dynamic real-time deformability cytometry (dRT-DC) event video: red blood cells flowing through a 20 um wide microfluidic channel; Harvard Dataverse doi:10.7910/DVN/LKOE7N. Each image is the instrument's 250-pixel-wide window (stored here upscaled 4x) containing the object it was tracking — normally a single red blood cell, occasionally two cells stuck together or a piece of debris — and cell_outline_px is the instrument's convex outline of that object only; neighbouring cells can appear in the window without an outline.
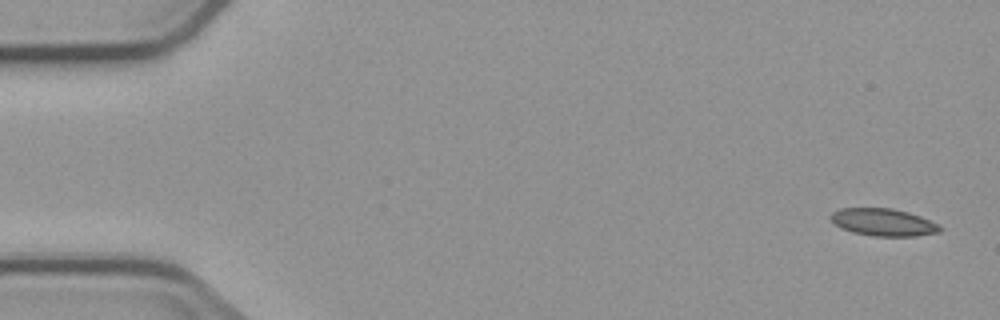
{"species": "common noctule bat (a hibernating species)", "species_latin": "Nyctalus noctula", "temperature_condition": "cold", "stored_images_in_passage": 6, "camera_frame_rate_fps": 3000, "um_per_image_px": 0.085, "animal": {"sex": "male", "body_mass_g": 23.1, "forearm_length_mm": 52.7}, "frame": {"image": 1, "passage_image": 1, "time_ms": 0.0, "image_size_px": [1000, 320], "cell_outline_px": [[944, 228], [940, 232], [916, 236], [872, 236], [852, 232], [840, 228], [832, 220], [832, 212], [840, 208], [892, 208], [908, 212], [920, 216]], "centroid_in_image_um": [75.09, 18.89], "position_along_channel_um": 9.9, "area_um2": 17.34}}